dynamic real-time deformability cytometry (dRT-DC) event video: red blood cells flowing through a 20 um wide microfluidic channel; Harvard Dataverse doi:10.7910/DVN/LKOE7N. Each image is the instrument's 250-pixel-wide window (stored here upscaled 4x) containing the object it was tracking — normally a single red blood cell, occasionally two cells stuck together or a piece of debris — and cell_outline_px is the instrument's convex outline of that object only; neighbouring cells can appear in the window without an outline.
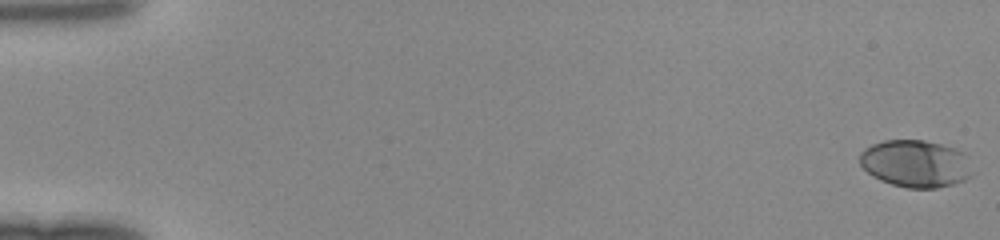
{"species": "human", "species_latin": "Homo sapiens", "temperature_condition": "room temperature", "stored_images_in_passage": 49, "camera_frame_rate_fps": 3000, "um_per_image_px": 0.085, "donor": {"sex": "female"}, "frame": {"image": 1, "passage_image": 1, "time_ms": 0.0, "image_size_px": [1000, 240], "cell_outline_px": [[972, 176], [964, 180], [952, 184], [936, 188], [908, 188], [892, 184], [880, 180], [872, 176], [860, 164], [860, 152], [864, 148], [872, 144], [884, 140], [924, 140], [940, 144], [964, 152]], "centroid_in_image_um": [77.78, 13.91], "position_along_channel_um": 7.2, "area_um2": 30.81}}
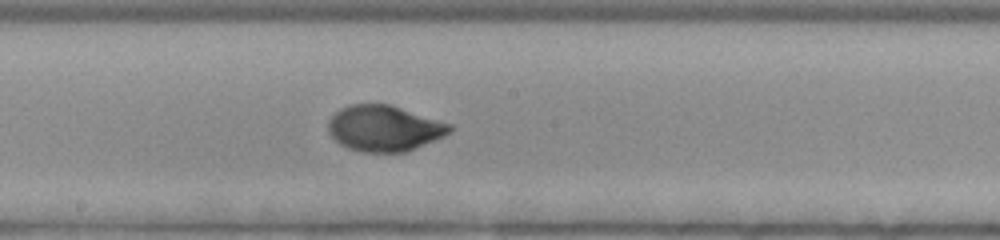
{"frame": {"image": 2, "passage_image": 28, "time_ms": 9.0, "image_size_px": [1000, 240], "cell_outline_px": [[452, 128], [444, 136], [404, 152], [360, 152], [348, 148], [340, 144], [328, 132], [328, 120], [340, 108], [348, 104], [388, 104], [452, 124]], "centroid_in_image_um": [32.61, 10.9], "position_along_channel_um": 215.6, "area_um2": 32.19}}
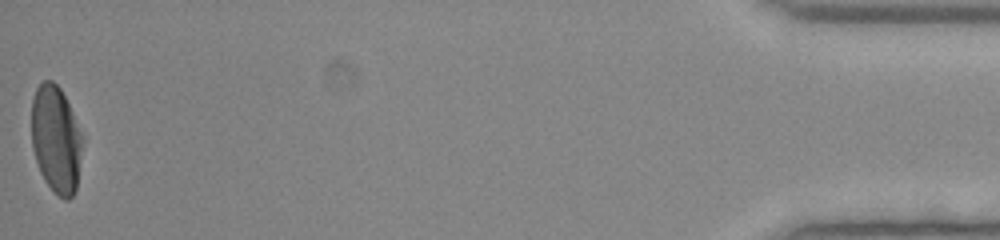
{"frame": {"image": 3, "passage_image": 49, "time_ms": 16.0, "image_size_px": [1000, 240], "cell_outline_px": [[84, 136], [76, 188], [72, 196], [68, 200], [64, 200], [44, 180], [40, 172], [32, 148], [32, 100], [36, 88], [44, 80], [52, 80], [60, 88]], "centroid_in_image_um": [4.77, 11.83], "position_along_channel_um": 430.4, "area_um2": 31.73}}